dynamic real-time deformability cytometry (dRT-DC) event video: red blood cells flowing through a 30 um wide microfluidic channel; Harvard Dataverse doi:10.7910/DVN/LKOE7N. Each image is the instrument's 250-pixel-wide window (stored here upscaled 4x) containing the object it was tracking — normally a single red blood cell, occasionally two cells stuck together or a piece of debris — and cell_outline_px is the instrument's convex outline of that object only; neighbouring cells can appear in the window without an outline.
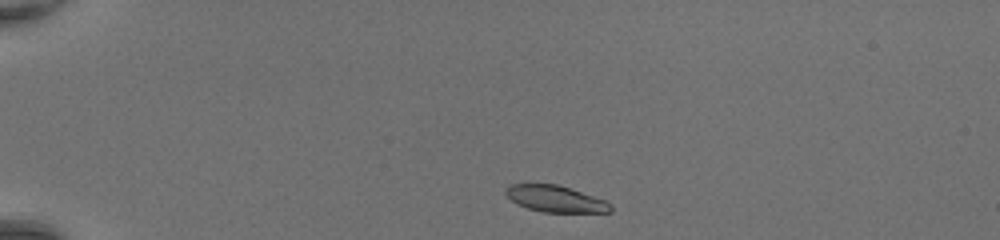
{"species": "common noctule bat (a hibernating species)", "species_latin": "Nyctalus noctula", "temperature_condition": "room temperature", "stored_images_in_passage": 38, "camera_frame_rate_fps": 3000, "um_per_image_px": 0.085, "animal": {"sex": "female", "body_mass_g": 20.0, "forearm_length_mm": 54.0}, "frame": {"image": 1, "passage_image": 1, "time_ms": 0.0, "image_size_px": [1000, 240], "cell_outline_px": [[612, 212], [544, 212], [528, 208], [512, 200], [504, 192], [504, 188], [508, 184], [556, 184], [604, 200], [612, 204]], "centroid_in_image_um": [47.2, 16.9], "position_along_channel_um": 37.8, "area_um2": 15.9}}
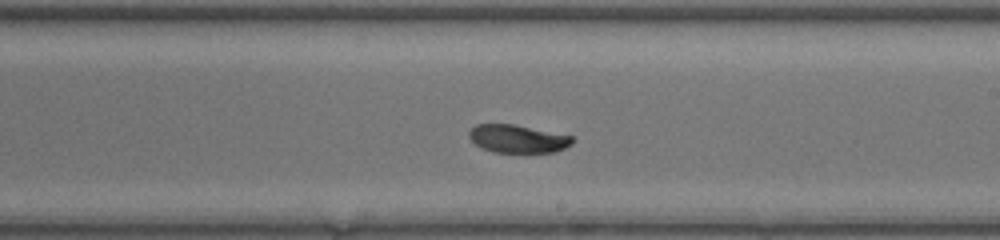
{"frame": {"image": 2, "passage_image": 20, "time_ms": 6.333, "image_size_px": [1000, 240], "cell_outline_px": [[572, 144], [556, 152], [492, 152], [480, 148], [468, 136], [468, 132], [476, 124], [512, 124], [572, 136]], "centroid_in_image_um": [43.96, 11.8], "position_along_channel_um": 245.0, "area_um2": 16.7}}
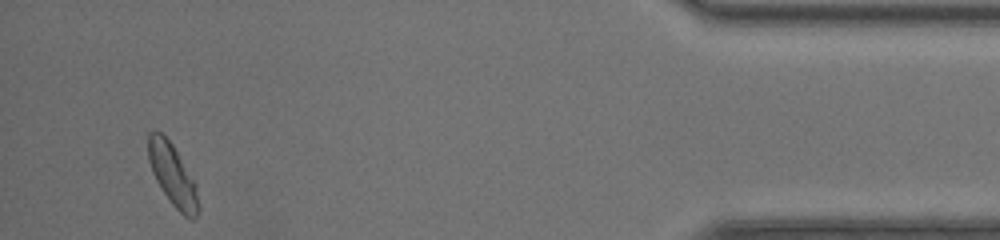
{"frame": {"image": 3, "passage_image": 36, "time_ms": 11.667, "image_size_px": [1000, 240], "cell_outline_px": [[200, 208], [196, 220], [192, 220], [184, 216], [172, 204], [156, 180], [152, 172], [148, 160], [148, 132], [160, 132], [172, 144], [196, 180], [200, 204]], "centroid_in_image_um": [14.73, 14.92], "position_along_channel_um": 420.5, "area_um2": 18.38}, "authors_computed_cell_mechanics": {"area_um2": 17.918, "velocity_mm_per_s": 4.3786, "shape_relaxation_time_tau1_ms": 6.3871, "shape_relaxation_time_tau2_ms": 1.6611, "deformation_change_tau1": 0.2017, "deformation_change_tau2": 0.0538}}